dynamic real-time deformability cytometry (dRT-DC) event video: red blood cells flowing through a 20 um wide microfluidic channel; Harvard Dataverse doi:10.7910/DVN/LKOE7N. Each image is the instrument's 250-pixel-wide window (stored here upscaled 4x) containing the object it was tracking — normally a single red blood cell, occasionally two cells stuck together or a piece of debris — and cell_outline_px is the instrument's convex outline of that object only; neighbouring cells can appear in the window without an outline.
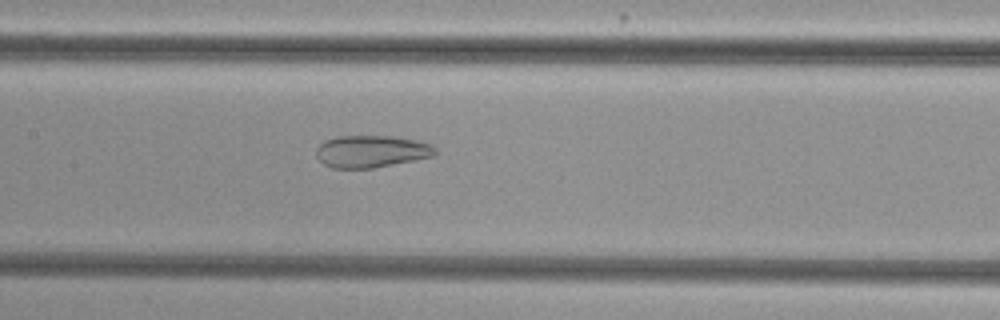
{"species": "common noctule bat (a hibernating species)", "species_latin": "Nyctalus noctula", "temperature_condition": "cold", "stored_images_in_passage": 46, "camera_frame_rate_fps": 3000, "um_per_image_px": 0.085, "animal": {"sex": "female", "body_mass_g": 29.2, "forearm_length_mm": 56.3}, "frame": {"image": 1, "passage_image": 19, "time_ms": 6.0, "image_size_px": [1000, 320], "cell_outline_px": [[436, 152], [432, 156], [372, 168], [332, 168], [324, 164], [316, 156], [316, 148], [324, 140], [336, 136], [392, 136], [416, 140], [432, 144], [436, 148]], "centroid_in_image_um": [31.53, 12.86], "position_along_channel_um": 175.9, "area_um2": 22.2}}
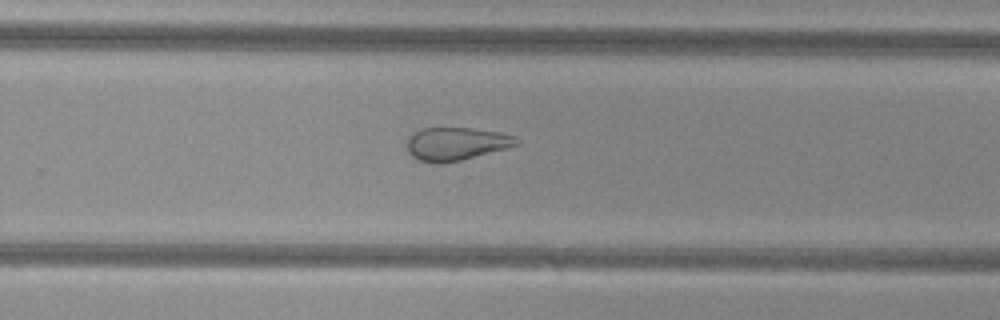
{"frame": {"image": 2, "passage_image": 28, "time_ms": 9.0, "image_size_px": [1000, 320], "cell_outline_px": [[520, 144], [508, 148], [460, 160], [420, 160], [412, 156], [408, 152], [408, 136], [412, 132], [420, 128], [472, 128], [500, 132], [516, 136], [520, 140]], "centroid_in_image_um": [38.84, 12.17], "position_along_channel_um": 291.0, "area_um2": 20.63}}
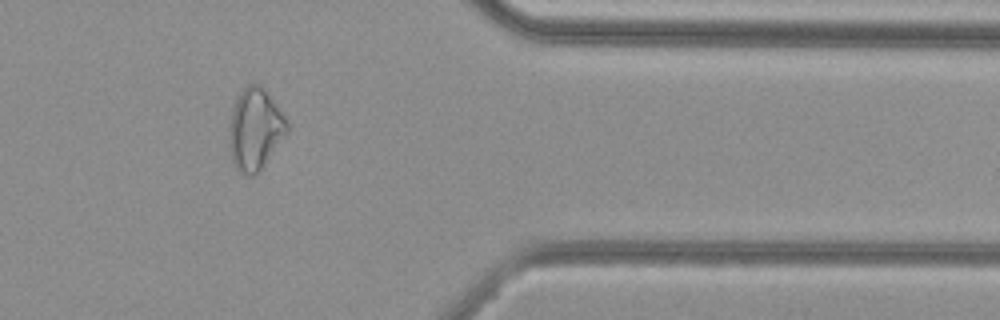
{"frame": {"image": 3, "passage_image": 37, "time_ms": 12.0, "image_size_px": [1000, 320], "cell_outline_px": [[288, 132], [260, 168], [252, 176], [248, 176], [240, 172], [232, 164], [228, 140], [228, 124], [236, 100], [240, 92], [248, 84], [260, 84], [268, 92], [288, 120]], "centroid_in_image_um": [21.66, 10.96], "position_along_channel_um": 389.7, "area_um2": 27.51}, "authors_computed_cell_mechanics": {"area_um2": 27.3105, "velocity_mm_per_s": 3.8471, "shape_relaxation_time_tau1_ms": null, "shape_relaxation_time_tau2_ms": 1.8825, "deformation_change_tau1": null, "deformation_change_tau2": 0.1041}}